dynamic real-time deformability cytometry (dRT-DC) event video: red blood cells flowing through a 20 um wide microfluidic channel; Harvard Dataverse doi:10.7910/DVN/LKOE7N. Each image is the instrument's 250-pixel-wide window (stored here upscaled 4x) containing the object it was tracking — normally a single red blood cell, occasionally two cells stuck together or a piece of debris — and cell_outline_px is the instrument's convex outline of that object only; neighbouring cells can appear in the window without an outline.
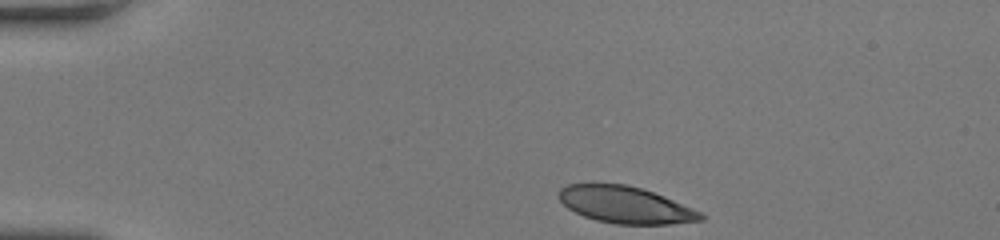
{"species": "human", "species_latin": "Homo sapiens", "temperature_condition": "room temperature", "stored_images_in_passage": 35, "camera_frame_rate_fps": 3000, "um_per_image_px": 0.085, "donor": {"sex": "female"}, "frame": {"image": 1, "passage_image": 1, "time_ms": 0.0, "image_size_px": [1000, 240], "cell_outline_px": [[708, 216], [704, 220], [668, 224], [616, 224], [596, 220], [584, 216], [568, 208], [556, 196], [560, 188], [568, 184], [628, 184], [664, 196], [692, 208]], "centroid_in_image_um": [53.16, 17.41], "position_along_channel_um": 31.8, "area_um2": 30.35}}
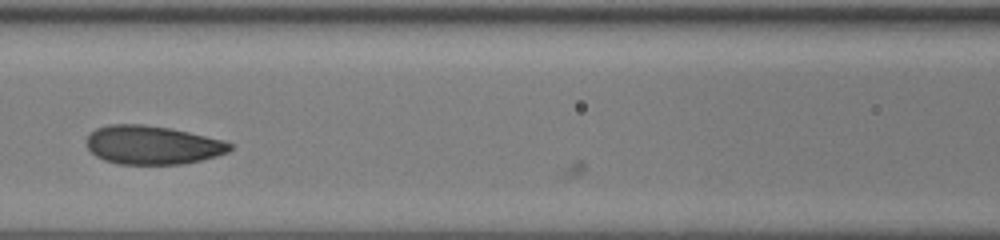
{"frame": {"image": 2, "passage_image": 16, "time_ms": 5.0, "image_size_px": [1000, 240], "cell_outline_px": [[232, 148], [228, 152], [216, 156], [200, 160], [180, 164], [120, 164], [104, 160], [96, 156], [84, 144], [84, 140], [96, 128], [108, 124], [144, 124], [172, 128], [224, 140], [232, 144]], "centroid_in_image_um": [12.93, 12.31], "position_along_channel_um": 153.7, "area_um2": 32.48}}
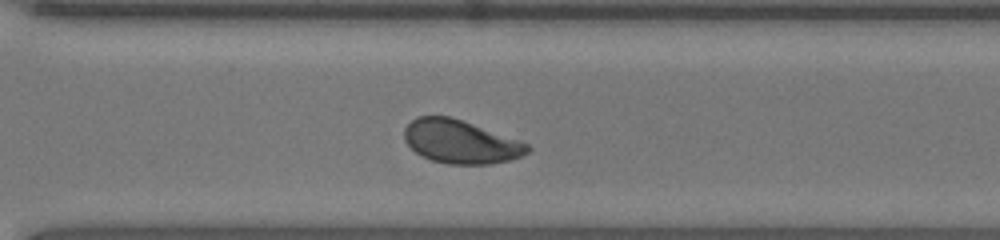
{"frame": {"image": 3, "passage_image": 30, "time_ms": 9.667, "image_size_px": [1000, 240], "cell_outline_px": [[532, 148], [528, 152], [520, 156], [508, 160], [488, 164], [448, 164], [432, 160], [420, 156], [404, 140], [404, 128], [416, 116], [448, 116], [520, 140], [528, 144]], "centroid_in_image_um": [39.12, 12.05], "position_along_channel_um": 331.5, "area_um2": 30.87}}